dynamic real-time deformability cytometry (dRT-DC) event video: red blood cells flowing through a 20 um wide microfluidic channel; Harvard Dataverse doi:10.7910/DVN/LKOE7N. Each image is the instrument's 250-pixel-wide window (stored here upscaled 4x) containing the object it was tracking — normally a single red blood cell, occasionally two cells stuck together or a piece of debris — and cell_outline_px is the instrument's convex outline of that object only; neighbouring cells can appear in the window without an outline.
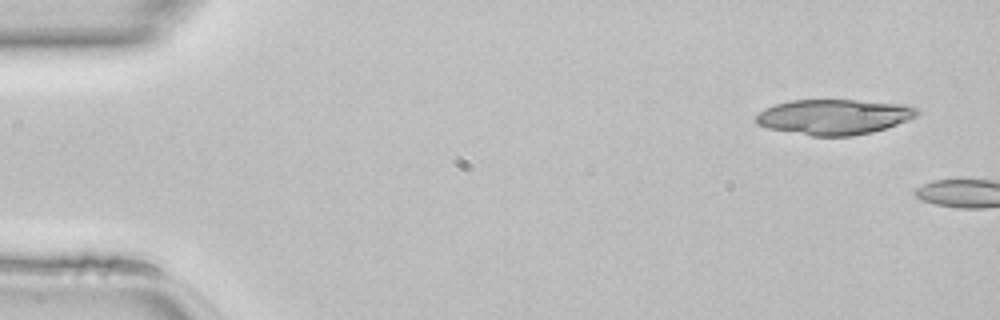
{"species": "common noctule bat (a hibernating species)", "species_latin": "Nyctalus noctula", "temperature_condition": "room temperature", "stored_images_in_passage": 4, "camera_frame_rate_fps": 3000, "um_per_image_px": 0.085, "animal": {"sex": "female", "body_mass_g": 22.7, "forearm_length_mm": 54.2}, "frame": {"image": 1, "passage_image": 1, "time_ms": 0.0, "image_size_px": [1000, 320], "cell_outline_px": [[920, 112], [916, 116], [908, 120], [872, 132], [852, 136], [812, 136], [768, 128], [756, 124], [756, 116], [764, 108], [776, 104], [792, 100], [856, 100], [912, 104]], "centroid_in_image_um": [70.92, 9.92], "position_along_channel_um": 14.1, "area_um2": 33.23}}